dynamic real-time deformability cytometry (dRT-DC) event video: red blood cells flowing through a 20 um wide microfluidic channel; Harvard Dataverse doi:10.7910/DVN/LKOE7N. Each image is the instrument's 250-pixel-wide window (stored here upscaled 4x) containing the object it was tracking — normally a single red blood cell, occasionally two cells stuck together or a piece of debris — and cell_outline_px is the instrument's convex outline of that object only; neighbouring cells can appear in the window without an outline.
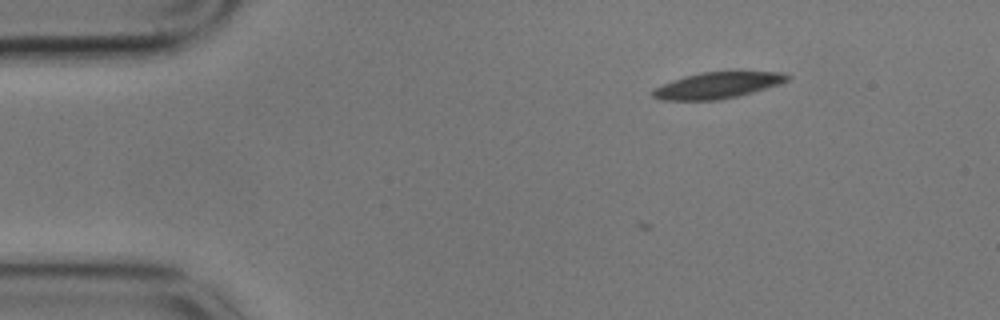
{"species": "common noctule bat (a hibernating species)", "species_latin": "Nyctalus noctula", "temperature_condition": "cold", "stored_images_in_passage": 3, "camera_frame_rate_fps": 3000, "um_per_image_px": 0.085, "animal": {"sex": "male", "body_mass_g": 17.9}, "frame": {"image": 1, "passage_image": 1, "time_ms": 0.0, "image_size_px": [1000, 320], "cell_outline_px": [[792, 76], [788, 80], [780, 84], [752, 92], [720, 100], [660, 100], [652, 96], [652, 92], [656, 88], [672, 80], [684, 76], [700, 72], [784, 72]], "centroid_in_image_um": [61.0, 7.25], "position_along_channel_um": 24.0, "area_um2": 20.4}}